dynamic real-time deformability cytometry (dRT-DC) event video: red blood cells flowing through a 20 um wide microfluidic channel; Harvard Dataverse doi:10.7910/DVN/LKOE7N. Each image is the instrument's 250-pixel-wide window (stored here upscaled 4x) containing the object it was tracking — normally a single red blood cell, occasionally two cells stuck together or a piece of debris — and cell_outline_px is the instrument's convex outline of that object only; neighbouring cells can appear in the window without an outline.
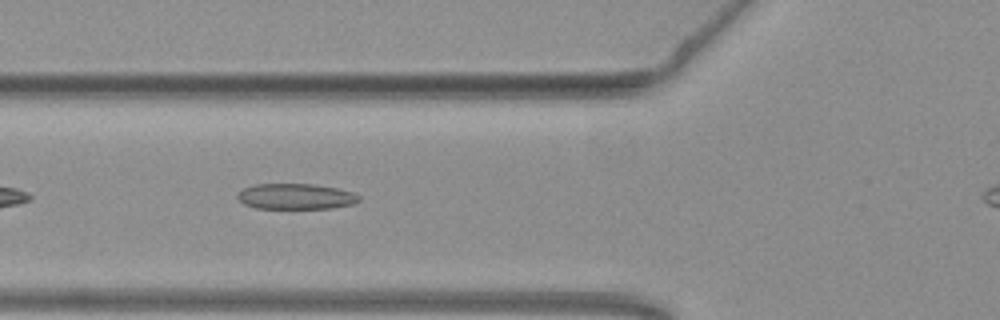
{"species": "common noctule bat (a hibernating species)", "species_latin": "Nyctalus noctula", "temperature_condition": "warm", "stored_images_in_passage": 34, "camera_frame_rate_fps": 3000, "um_per_image_px": 0.085, "animal": {"sex": "female", "body_mass_g": 19.3, "forearm_length_mm": 54.1}, "frame": {"image": 1, "passage_image": 6, "time_ms": 1.667, "image_size_px": [1000, 320], "cell_outline_px": [[360, 200], [352, 204], [332, 208], [256, 208], [244, 204], [236, 196], [244, 188], [252, 184], [312, 184], [336, 188], [352, 192], [360, 196]], "centroid_in_image_um": [25.13, 16.69], "position_along_channel_um": 100.7, "area_um2": 18.03}}
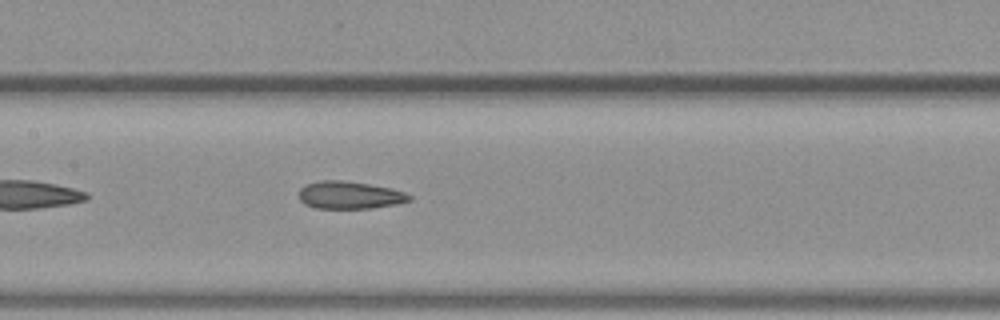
{"frame": {"image": 2, "passage_image": 12, "time_ms": 3.667, "image_size_px": [1000, 320], "cell_outline_px": [[412, 200], [396, 204], [372, 208], [316, 208], [304, 204], [300, 200], [300, 188], [304, 184], [320, 180], [344, 180], [392, 188], [404, 192], [412, 196]], "centroid_in_image_um": [29.72, 16.58], "position_along_channel_um": 177.7, "area_um2": 17.8}}
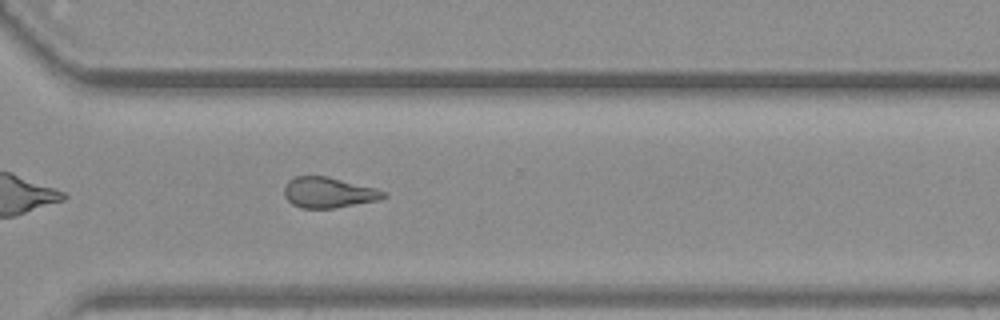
{"frame": {"image": 3, "passage_image": 25, "time_ms": 8.0, "image_size_px": [1000, 320], "cell_outline_px": [[388, 196], [376, 200], [336, 208], [300, 208], [292, 204], [284, 196], [284, 184], [288, 180], [296, 176], [328, 176], [376, 188], [388, 192]], "centroid_in_image_um": [27.91, 16.36], "position_along_channel_um": 342.7, "area_um2": 17.86}}